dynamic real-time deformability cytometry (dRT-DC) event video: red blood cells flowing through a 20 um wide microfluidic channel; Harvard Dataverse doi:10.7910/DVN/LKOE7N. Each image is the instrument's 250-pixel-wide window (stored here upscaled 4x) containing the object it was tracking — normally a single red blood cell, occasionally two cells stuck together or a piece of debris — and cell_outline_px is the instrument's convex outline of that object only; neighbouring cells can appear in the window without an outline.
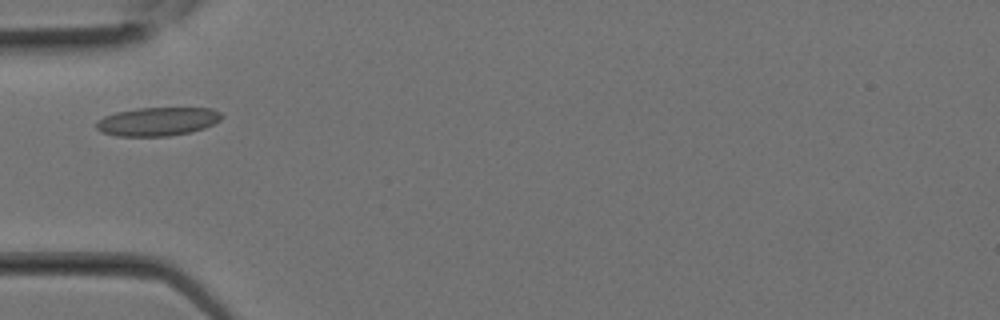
{"species": "Egyptian fruit bat (a non-hibernating species)", "species_latin": "Rousettus aegyptiacus", "temperature_condition": "room temperature", "stored_images_in_passage": 3, "camera_frame_rate_fps": 3000, "um_per_image_px": 0.085, "animal": {"sex": "female"}, "frame": {"image": 1, "passage_image": 2, "time_ms": 0.333, "image_size_px": [1000, 320], "cell_outline_px": [[224, 116], [220, 120], [204, 128], [188, 132], [168, 136], [116, 136], [100, 132], [96, 128], [96, 124], [104, 116], [116, 112], [136, 108], [212, 108], [220, 112]], "centroid_in_image_um": [13.39, 10.32], "position_along_channel_um": 71.6, "area_um2": 20.81}}